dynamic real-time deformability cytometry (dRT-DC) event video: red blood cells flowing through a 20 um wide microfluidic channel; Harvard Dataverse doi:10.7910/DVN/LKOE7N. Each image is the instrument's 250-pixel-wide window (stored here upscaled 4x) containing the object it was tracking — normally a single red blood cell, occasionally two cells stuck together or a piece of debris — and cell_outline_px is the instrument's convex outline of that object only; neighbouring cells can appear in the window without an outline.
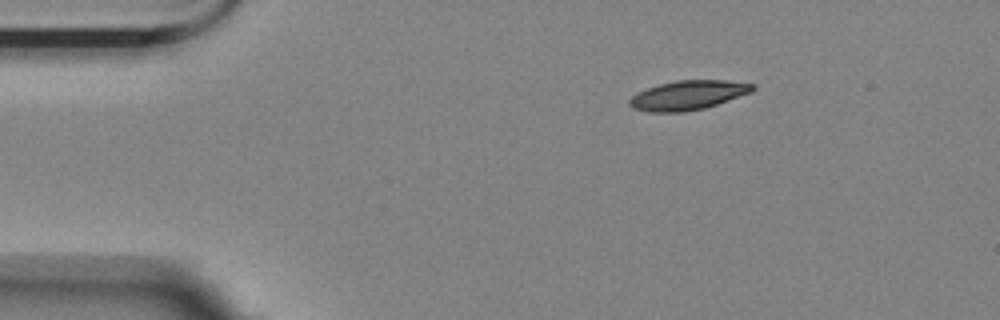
{"species": "Egyptian fruit bat (a non-hibernating species)", "species_latin": "Rousettus aegyptiacus", "temperature_condition": "room temperature", "stored_images_in_passage": 48, "camera_frame_rate_fps": 3000, "um_per_image_px": 0.085, "animal": {"sex": "female"}, "frame": {"image": 1, "passage_image": 1, "time_ms": 0.0, "image_size_px": [1000, 320], "cell_outline_px": [[756, 88], [752, 92], [704, 108], [684, 112], [648, 112], [632, 108], [628, 104], [628, 100], [632, 96], [648, 88], [660, 84], [676, 80], [724, 80], [756, 84]], "centroid_in_image_um": [58.49, 8.09], "position_along_channel_um": 26.5, "area_um2": 20.98}}
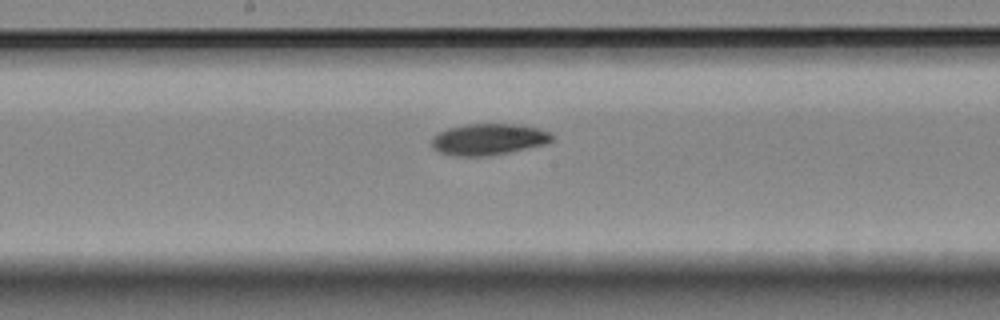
{"frame": {"image": 2, "passage_image": 21, "time_ms": 6.667, "image_size_px": [1000, 320], "cell_outline_px": [[552, 140], [548, 144], [508, 152], [484, 156], [456, 156], [440, 152], [432, 148], [432, 136], [448, 128], [464, 124], [520, 124], [540, 128], [548, 132], [552, 136]], "centroid_in_image_um": [41.53, 11.83], "position_along_channel_um": 206.7, "area_um2": 22.02}}
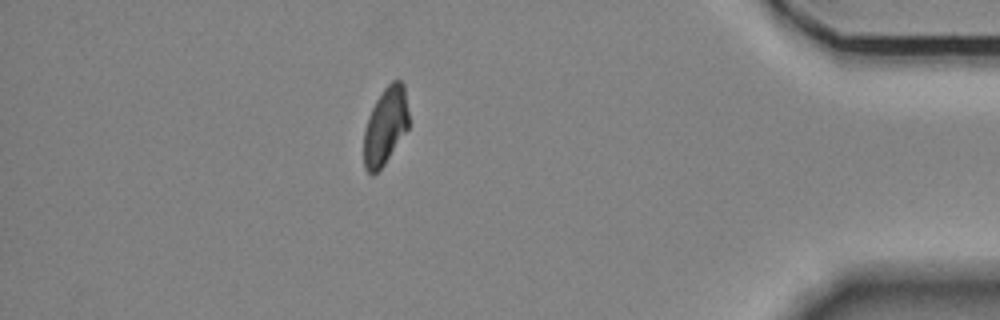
{"frame": {"image": 3, "passage_image": 41, "time_ms": 13.333, "image_size_px": [1000, 320], "cell_outline_px": [[408, 128], [384, 164], [372, 176], [364, 168], [364, 132], [368, 116], [376, 100], [384, 88], [392, 80], [400, 80], [404, 84], [408, 112]], "centroid_in_image_um": [32.75, 10.7], "position_along_channel_um": 402.5, "area_um2": 20.06}, "authors_computed_cell_mechanics": {"area_um2": 21.4438, "velocity_mm_per_s": 3.5692, "shape_relaxation_time_tau1_ms": 6.1101, "shape_relaxation_time_tau2_ms": null, "deformation_change_tau1": 0.1653, "deformation_change_tau2": null}}